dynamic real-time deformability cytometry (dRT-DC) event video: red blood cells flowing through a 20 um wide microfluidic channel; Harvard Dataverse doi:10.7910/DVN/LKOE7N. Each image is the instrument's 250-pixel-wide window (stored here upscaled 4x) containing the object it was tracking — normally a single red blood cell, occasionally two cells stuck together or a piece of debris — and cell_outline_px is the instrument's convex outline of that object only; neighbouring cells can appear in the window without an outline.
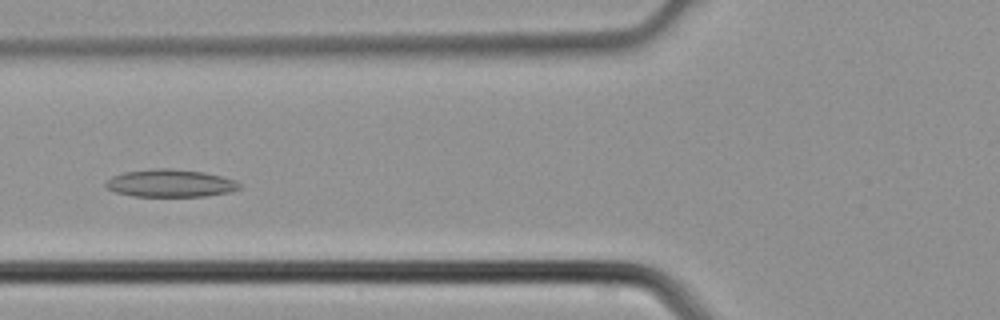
{"species": "common noctule bat (a hibernating species)", "species_latin": "Nyctalus noctula", "temperature_condition": "cold", "stored_images_in_passage": 5, "camera_frame_rate_fps": 3000, "um_per_image_px": 0.085, "animal": {"sex": "male", "body_mass_g": 21.5, "forearm_length_mm": 52.0}, "frame": {"image": 1, "passage_image": 5, "time_ms": 1.333, "image_size_px": [1000, 320], "cell_outline_px": [[240, 188], [232, 192], [204, 196], [132, 196], [116, 192], [108, 188], [104, 184], [112, 176], [124, 172], [156, 168], [168, 168], [204, 172], [236, 180], [240, 184]], "centroid_in_image_um": [14.5, 15.57], "position_along_channel_um": 111.3, "area_um2": 21.44}}